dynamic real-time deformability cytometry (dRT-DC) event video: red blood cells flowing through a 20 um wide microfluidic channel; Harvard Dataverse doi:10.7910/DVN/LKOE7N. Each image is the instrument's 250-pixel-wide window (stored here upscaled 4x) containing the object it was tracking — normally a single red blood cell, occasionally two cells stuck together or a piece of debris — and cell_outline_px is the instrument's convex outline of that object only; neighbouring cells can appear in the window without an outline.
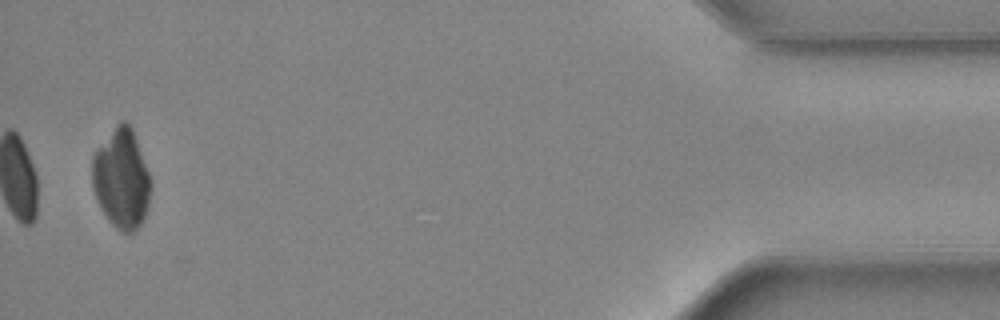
{"species": "common noctule bat (a hibernating species)", "species_latin": "Nyctalus noctula", "temperature_condition": "warm", "stored_images_in_passage": 43, "camera_frame_rate_fps": 3000, "um_per_image_px": 0.085, "animal": {"sex": "female", "body_mass_g": 24.6, "forearm_length_mm": 56.2}, "frame": {"image": 1, "passage_image": 43, "time_ms": 14.0, "image_size_px": [1000, 320], "cell_outline_px": [[152, 188], [148, 204], [144, 216], [140, 224], [132, 232], [124, 232], [116, 228], [112, 224], [104, 212], [92, 188], [92, 156], [96, 148], [116, 124], [120, 120], [124, 120], [132, 128], [152, 180]], "centroid_in_image_um": [10.33, 15.15], "position_along_channel_um": 424.9, "area_um2": 33.99}}